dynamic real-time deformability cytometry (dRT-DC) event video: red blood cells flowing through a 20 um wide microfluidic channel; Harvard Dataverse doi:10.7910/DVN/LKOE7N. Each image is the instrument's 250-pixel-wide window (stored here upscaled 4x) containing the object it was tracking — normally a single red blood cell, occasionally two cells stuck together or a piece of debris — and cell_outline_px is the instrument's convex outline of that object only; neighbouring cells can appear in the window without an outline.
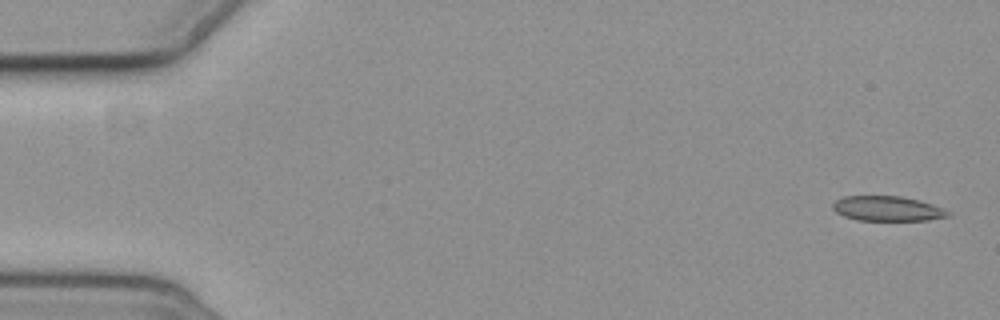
{"species": "common noctule bat (a hibernating species)", "species_latin": "Nyctalus noctula", "temperature_condition": "cold", "stored_images_in_passage": 6, "camera_frame_rate_fps": 3000, "um_per_image_px": 0.085, "animal": {"sex": "female", "body_mass_g": 19.3, "forearm_length_mm": 54.1}, "frame": {"image": 1, "passage_image": 1, "time_ms": 0.0, "image_size_px": [1000, 320], "cell_outline_px": [[952, 216], [928, 220], [856, 220], [844, 216], [836, 212], [832, 208], [832, 204], [836, 200], [844, 196], [900, 196], [920, 200], [944, 208], [952, 212]], "centroid_in_image_um": [75.47, 17.73], "position_along_channel_um": 9.5, "area_um2": 16.88}}
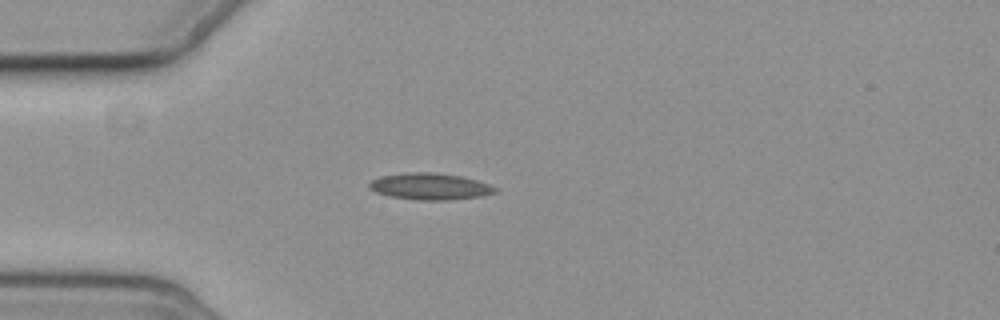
{"frame": {"image": 2, "passage_image": 4, "time_ms": 4.667, "image_size_px": [1000, 320], "cell_outline_px": [[500, 188], [496, 192], [480, 196], [448, 200], [416, 200], [388, 196], [376, 192], [368, 188], [368, 184], [372, 180], [380, 176], [404, 172], [432, 172], [460, 176], [476, 180]], "centroid_in_image_um": [36.52, 15.84], "position_along_channel_um": 48.5, "area_um2": 19.59}}
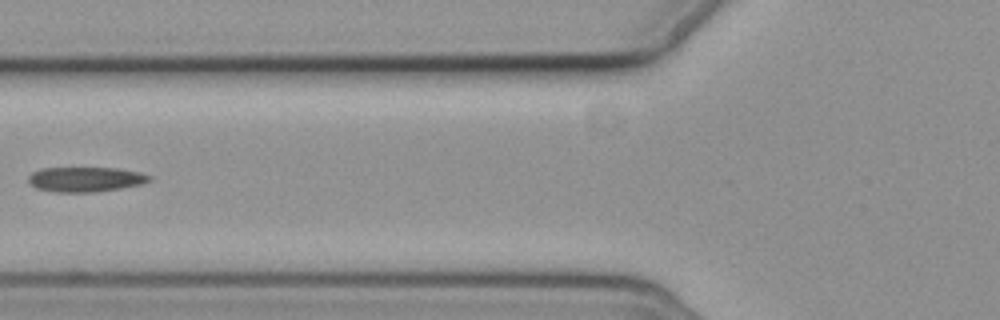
{"frame": {"image": 3, "passage_image": 6, "time_ms": 7.0, "image_size_px": [1000, 320], "cell_outline_px": [[152, 180], [140, 184], [120, 188], [92, 192], [56, 192], [36, 188], [28, 180], [28, 176], [32, 172], [40, 168], [116, 168], [140, 172], [152, 176]], "centroid_in_image_um": [7.26, 15.23], "position_along_channel_um": 118.5, "area_um2": 17.46}}